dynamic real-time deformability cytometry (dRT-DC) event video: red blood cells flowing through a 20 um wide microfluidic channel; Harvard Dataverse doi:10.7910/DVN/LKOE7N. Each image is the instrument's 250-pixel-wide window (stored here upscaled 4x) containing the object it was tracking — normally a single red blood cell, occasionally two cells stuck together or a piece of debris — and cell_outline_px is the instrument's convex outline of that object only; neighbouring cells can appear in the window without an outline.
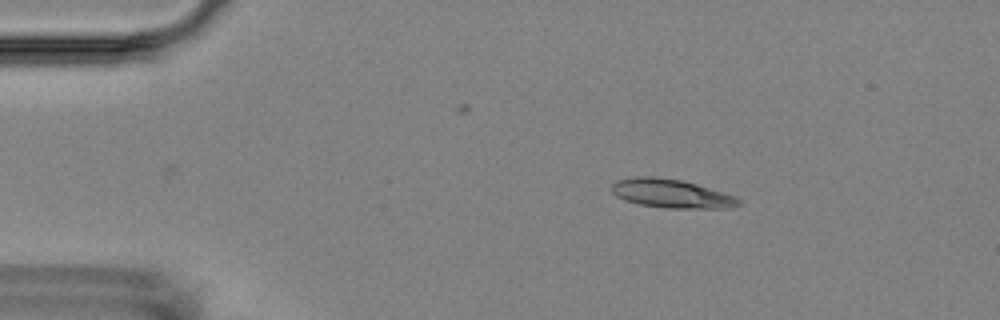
{"species": "Egyptian fruit bat (a non-hibernating species)", "species_latin": "Rousettus aegyptiacus", "temperature_condition": "room temperature", "stored_images_in_passage": 4, "camera_frame_rate_fps": 3000, "um_per_image_px": 0.085, "animal": {"sex": "female"}, "frame": {"image": 1, "passage_image": 1, "time_ms": 0.0, "image_size_px": [1000, 320], "cell_outline_px": [[740, 204], [728, 208], [664, 208], [640, 204], [624, 200], [616, 196], [612, 192], [612, 184], [616, 180], [636, 176], [652, 176], [680, 180], [696, 184], [736, 196], [740, 200]], "centroid_in_image_um": [57.04, 16.45], "position_along_channel_um": 28.0, "area_um2": 21.15}}